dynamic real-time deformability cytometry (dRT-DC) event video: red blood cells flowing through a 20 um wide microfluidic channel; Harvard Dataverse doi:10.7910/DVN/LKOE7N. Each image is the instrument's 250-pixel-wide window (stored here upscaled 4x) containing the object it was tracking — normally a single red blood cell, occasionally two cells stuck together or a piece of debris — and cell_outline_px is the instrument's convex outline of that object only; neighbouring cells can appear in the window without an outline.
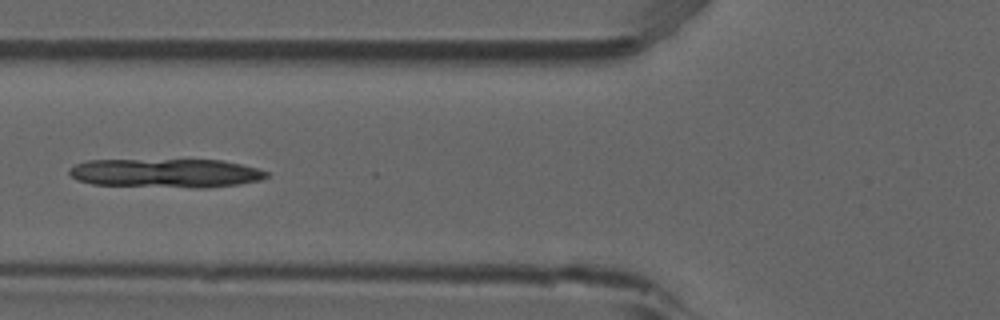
{"species": "common noctule bat (a hibernating species)", "species_latin": "Nyctalus noctula", "temperature_condition": "room temperature", "stored_images_in_passage": 6, "camera_frame_rate_fps": 3000, "um_per_image_px": 0.085, "animal": {"sex": "male", "forearm_length_mm": 52.5}, "frame": {"image": 1, "passage_image": 5, "time_ms": 1.333, "image_size_px": [1000, 320], "cell_outline_px": [[268, 176], [260, 180], [240, 184], [208, 188], [192, 188], [92, 184], [76, 180], [68, 172], [68, 168], [76, 164], [88, 160], [224, 160], [256, 168], [268, 172]], "centroid_in_image_um": [14.09, 14.72], "position_along_channel_um": 111.7, "area_um2": 33.41}}